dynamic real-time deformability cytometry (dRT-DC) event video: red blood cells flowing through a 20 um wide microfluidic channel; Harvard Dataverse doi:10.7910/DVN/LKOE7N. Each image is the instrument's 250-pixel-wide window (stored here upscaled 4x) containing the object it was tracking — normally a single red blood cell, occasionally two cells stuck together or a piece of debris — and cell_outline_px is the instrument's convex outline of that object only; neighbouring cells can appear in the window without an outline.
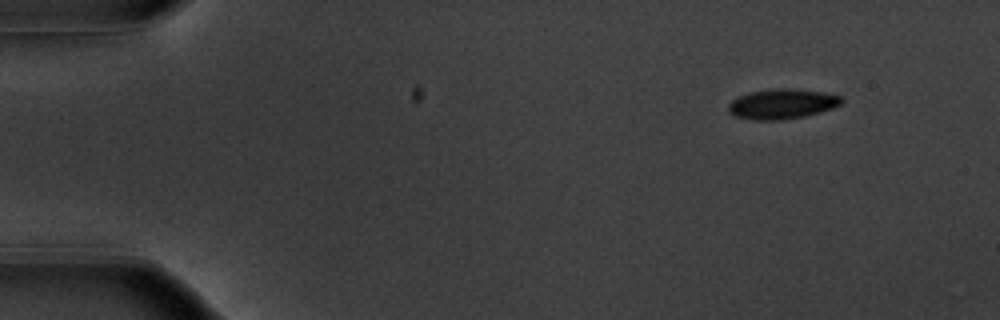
{"species": "common noctule bat (a hibernating species)", "species_latin": "Nyctalus noctula", "temperature_condition": "warm", "stored_images_in_passage": 50, "camera_frame_rate_fps": 3000, "um_per_image_px": 0.085, "animal": {"sex": "male", "body_mass_g": 20.1, "forearm_length_mm": 53.5}, "frame": {"image": 1, "passage_image": 1, "time_ms": 0.0, "image_size_px": [1000, 320], "cell_outline_px": [[844, 100], [840, 104], [832, 108], [820, 112], [804, 116], [784, 120], [756, 120], [736, 116], [728, 112], [728, 104], [732, 100], [740, 96], [752, 92], [772, 88], [788, 88], [824, 92], [840, 96]], "centroid_in_image_um": [66.48, 8.83], "position_along_channel_um": 18.5, "area_um2": 19.71}}
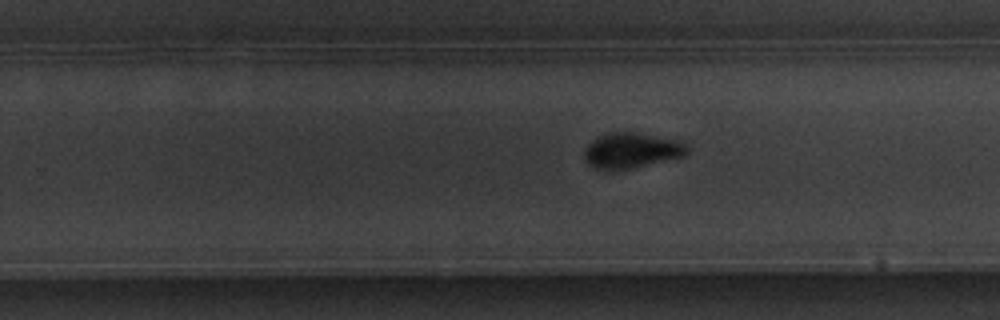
{"frame": {"image": 2, "passage_image": 30, "time_ms": 9.667, "image_size_px": [1000, 320], "cell_outline_px": [[688, 152], [684, 156], [632, 168], [608, 172], [596, 168], [588, 164], [584, 160], [584, 152], [588, 144], [592, 140], [600, 136], [612, 132], [636, 132], [680, 140], [688, 144]], "centroid_in_image_um": [53.68, 12.8], "position_along_channel_um": 276.1, "area_um2": 21.5}}
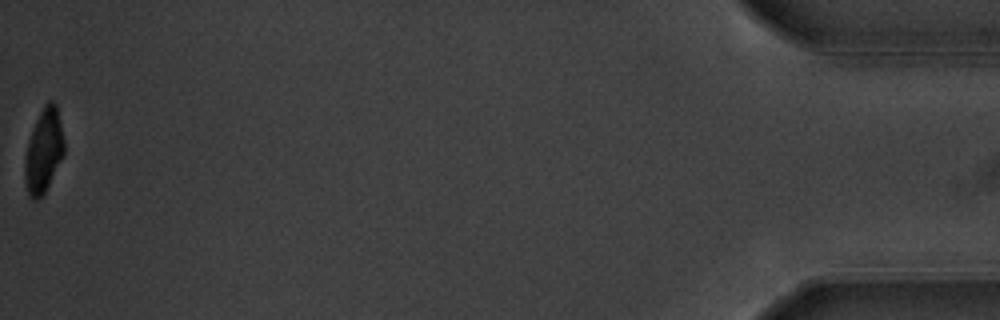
{"frame": {"image": 3, "passage_image": 50, "time_ms": 16.333, "image_size_px": [1000, 320], "cell_outline_px": [[64, 152], [44, 192], [36, 200], [32, 200], [28, 196], [24, 180], [24, 164], [28, 144], [36, 120], [44, 104], [48, 100], [52, 100], [56, 104], [64, 140]], "centroid_in_image_um": [3.7, 12.81], "position_along_channel_um": 431.5, "area_um2": 18.73}, "authors_computed_cell_mechanics": {"area_um2": 20.2589, "velocity_mm_per_s": 3.7263, "shape_relaxation_time_tau1_ms": 2.8234, "shape_relaxation_time_tau2_ms": 0.715, "deformation_change_tau1": 0.1642, "deformation_change_tau2": 0.0589}}